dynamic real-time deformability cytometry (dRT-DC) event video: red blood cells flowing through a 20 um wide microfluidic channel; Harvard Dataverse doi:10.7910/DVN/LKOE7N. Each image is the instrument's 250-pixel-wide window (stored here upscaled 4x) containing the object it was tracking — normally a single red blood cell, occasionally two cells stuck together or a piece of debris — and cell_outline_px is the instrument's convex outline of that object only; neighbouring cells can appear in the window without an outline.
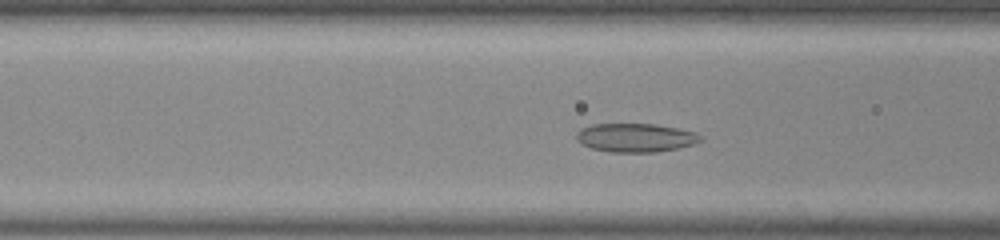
{"species": "common noctule bat (a hibernating species)", "species_latin": "Nyctalus noctula", "temperature_condition": "room temperature", "stored_images_in_passage": 13, "camera_frame_rate_fps": 3000, "um_per_image_px": 0.085, "animal": {"sex": "male", "body_mass_g": 20.0, "forearm_length_mm": 53.3}, "frame": {"image": 1, "passage_image": 10, "time_ms": 3.0, "image_size_px": [1000, 240], "cell_outline_px": [[704, 140], [696, 144], [656, 152], [612, 152], [592, 148], [576, 140], [576, 132], [580, 128], [592, 124], [656, 124], [696, 132], [704, 136]], "centroid_in_image_um": [54.06, 11.7], "position_along_channel_um": 112.5, "area_um2": 20.87}}